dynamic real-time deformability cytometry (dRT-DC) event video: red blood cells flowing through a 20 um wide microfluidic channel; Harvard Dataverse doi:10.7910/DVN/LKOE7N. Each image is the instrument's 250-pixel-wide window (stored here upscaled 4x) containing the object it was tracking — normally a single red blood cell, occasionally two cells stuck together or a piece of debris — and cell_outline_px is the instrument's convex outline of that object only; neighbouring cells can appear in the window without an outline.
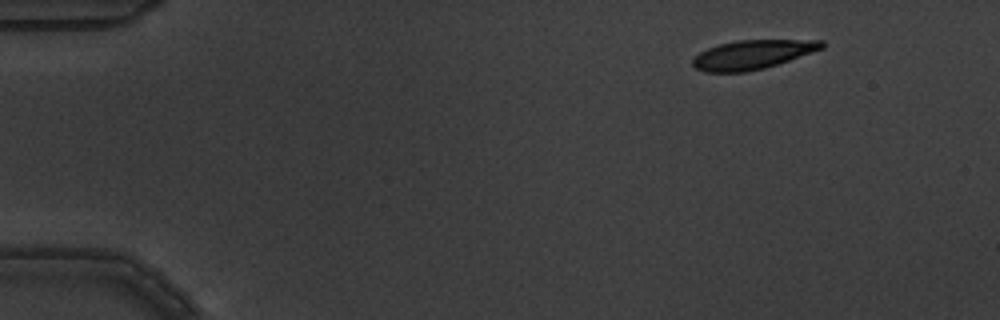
{"species": "common noctule bat (a hibernating species)", "species_latin": "Nyctalus noctula", "temperature_condition": "warm", "stored_images_in_passage": 6, "camera_frame_rate_fps": 3000, "um_per_image_px": 0.085, "animal": {"sex": "male", "body_mass_g": 19.5, "forearm_length_mm": 54.6}, "frame": {"image": 1, "passage_image": 3, "time_ms": 0.667, "image_size_px": [1000, 320], "cell_outline_px": [[824, 48], [764, 68], [744, 72], [704, 72], [696, 68], [692, 64], [692, 60], [700, 52], [708, 48], [720, 44], [736, 40], [824, 40]], "centroid_in_image_um": [63.94, 4.63], "position_along_channel_um": 21.1, "area_um2": 21.62}}